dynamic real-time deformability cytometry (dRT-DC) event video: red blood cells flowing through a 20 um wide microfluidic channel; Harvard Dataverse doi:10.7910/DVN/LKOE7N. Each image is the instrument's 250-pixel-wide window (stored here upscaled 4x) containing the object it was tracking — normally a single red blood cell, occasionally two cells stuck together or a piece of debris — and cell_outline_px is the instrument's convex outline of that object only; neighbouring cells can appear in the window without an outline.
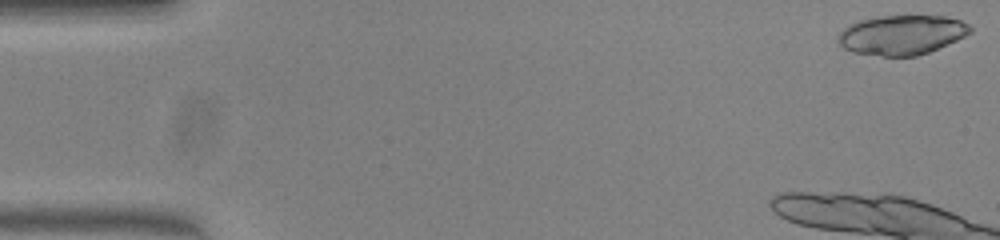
{"species": "common noctule bat (a hibernating species)", "species_latin": "Nyctalus noctula", "temperature_condition": "warm", "stored_images_in_passage": 20, "camera_frame_rate_fps": 3000, "um_per_image_px": 0.085, "animal": {"sex": "female", "body_mass_g": 23.0, "forearm_length_mm": 53.4}, "frame": {"image": 1, "passage_image": 1, "time_ms": 0.0, "image_size_px": [1000, 240], "cell_outline_px": [[972, 32], [956, 40], [928, 52], [916, 56], [880, 56], [852, 52], [844, 48], [836, 40], [840, 32], [844, 28], [860, 20], [880, 16], [944, 16], [960, 20], [968, 24], [972, 28]], "centroid_in_image_um": [76.64, 2.97], "position_along_channel_um": 8.4, "area_um2": 30.29}}